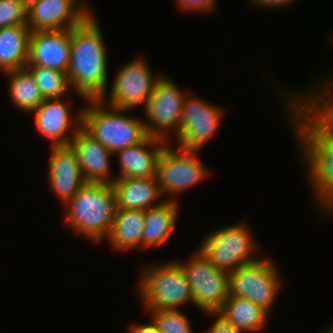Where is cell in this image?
<instances>
[{"instance_id": "cell-1", "label": "cell", "mask_w": 333, "mask_h": 333, "mask_svg": "<svg viewBox=\"0 0 333 333\" xmlns=\"http://www.w3.org/2000/svg\"><path fill=\"white\" fill-rule=\"evenodd\" d=\"M90 13L71 28L68 81L81 99L105 97L108 88V60L98 21Z\"/></svg>"}, {"instance_id": "cell-2", "label": "cell", "mask_w": 333, "mask_h": 333, "mask_svg": "<svg viewBox=\"0 0 333 333\" xmlns=\"http://www.w3.org/2000/svg\"><path fill=\"white\" fill-rule=\"evenodd\" d=\"M66 222L93 242L109 236L116 212L112 184L85 183L66 204Z\"/></svg>"}, {"instance_id": "cell-3", "label": "cell", "mask_w": 333, "mask_h": 333, "mask_svg": "<svg viewBox=\"0 0 333 333\" xmlns=\"http://www.w3.org/2000/svg\"><path fill=\"white\" fill-rule=\"evenodd\" d=\"M86 101L89 106L81 110V127L110 152L135 145L147 136L142 120L123 113L130 110L111 107L100 99Z\"/></svg>"}, {"instance_id": "cell-4", "label": "cell", "mask_w": 333, "mask_h": 333, "mask_svg": "<svg viewBox=\"0 0 333 333\" xmlns=\"http://www.w3.org/2000/svg\"><path fill=\"white\" fill-rule=\"evenodd\" d=\"M140 274L137 290L145 310H179L185 303L194 304L190 284L179 262L150 265Z\"/></svg>"}, {"instance_id": "cell-5", "label": "cell", "mask_w": 333, "mask_h": 333, "mask_svg": "<svg viewBox=\"0 0 333 333\" xmlns=\"http://www.w3.org/2000/svg\"><path fill=\"white\" fill-rule=\"evenodd\" d=\"M246 224H232L210 232L201 243L199 251L216 268L227 273L242 265L259 260L254 239Z\"/></svg>"}, {"instance_id": "cell-6", "label": "cell", "mask_w": 333, "mask_h": 333, "mask_svg": "<svg viewBox=\"0 0 333 333\" xmlns=\"http://www.w3.org/2000/svg\"><path fill=\"white\" fill-rule=\"evenodd\" d=\"M278 271L268 258L242 265L229 273L230 295L246 298L270 313L282 284Z\"/></svg>"}, {"instance_id": "cell-7", "label": "cell", "mask_w": 333, "mask_h": 333, "mask_svg": "<svg viewBox=\"0 0 333 333\" xmlns=\"http://www.w3.org/2000/svg\"><path fill=\"white\" fill-rule=\"evenodd\" d=\"M180 265L190 284L194 305L205 313H216L230 295L229 273L216 268L197 250Z\"/></svg>"}, {"instance_id": "cell-8", "label": "cell", "mask_w": 333, "mask_h": 333, "mask_svg": "<svg viewBox=\"0 0 333 333\" xmlns=\"http://www.w3.org/2000/svg\"><path fill=\"white\" fill-rule=\"evenodd\" d=\"M163 147L156 165V179L161 193L171 197L206 179L209 172L198 160V150Z\"/></svg>"}, {"instance_id": "cell-9", "label": "cell", "mask_w": 333, "mask_h": 333, "mask_svg": "<svg viewBox=\"0 0 333 333\" xmlns=\"http://www.w3.org/2000/svg\"><path fill=\"white\" fill-rule=\"evenodd\" d=\"M304 152L302 155L307 166L315 199L333 213V151L327 150L292 114H289Z\"/></svg>"}, {"instance_id": "cell-10", "label": "cell", "mask_w": 333, "mask_h": 333, "mask_svg": "<svg viewBox=\"0 0 333 333\" xmlns=\"http://www.w3.org/2000/svg\"><path fill=\"white\" fill-rule=\"evenodd\" d=\"M185 97L186 94L172 80L161 75L144 108L147 121H151L144 122L146 134L165 141L167 130L175 127L177 134Z\"/></svg>"}, {"instance_id": "cell-11", "label": "cell", "mask_w": 333, "mask_h": 333, "mask_svg": "<svg viewBox=\"0 0 333 333\" xmlns=\"http://www.w3.org/2000/svg\"><path fill=\"white\" fill-rule=\"evenodd\" d=\"M145 61L141 58L132 60L122 67L115 76L111 87L110 97L100 100L107 105L119 109L132 110L138 105H147V101L154 92L157 81Z\"/></svg>"}, {"instance_id": "cell-12", "label": "cell", "mask_w": 333, "mask_h": 333, "mask_svg": "<svg viewBox=\"0 0 333 333\" xmlns=\"http://www.w3.org/2000/svg\"><path fill=\"white\" fill-rule=\"evenodd\" d=\"M329 88L330 86L321 91L317 87L319 94L318 91L315 93L313 91L314 95L311 92L309 94L310 96H306L307 98H305L303 94L301 98V96H299L301 93L296 95L294 92L288 99L292 102L289 103V109H291L289 110L290 114H292L327 150L333 151V87H331L332 90H329ZM291 98H294V100H291Z\"/></svg>"}, {"instance_id": "cell-13", "label": "cell", "mask_w": 333, "mask_h": 333, "mask_svg": "<svg viewBox=\"0 0 333 333\" xmlns=\"http://www.w3.org/2000/svg\"><path fill=\"white\" fill-rule=\"evenodd\" d=\"M222 118L223 109L187 94L183 103L182 120L176 134L178 147L200 151L217 132Z\"/></svg>"}, {"instance_id": "cell-14", "label": "cell", "mask_w": 333, "mask_h": 333, "mask_svg": "<svg viewBox=\"0 0 333 333\" xmlns=\"http://www.w3.org/2000/svg\"><path fill=\"white\" fill-rule=\"evenodd\" d=\"M87 8L85 0H37L27 6V26L31 32L71 29L91 13Z\"/></svg>"}, {"instance_id": "cell-15", "label": "cell", "mask_w": 333, "mask_h": 333, "mask_svg": "<svg viewBox=\"0 0 333 333\" xmlns=\"http://www.w3.org/2000/svg\"><path fill=\"white\" fill-rule=\"evenodd\" d=\"M70 52L71 29L33 31L26 66H43L67 73Z\"/></svg>"}, {"instance_id": "cell-16", "label": "cell", "mask_w": 333, "mask_h": 333, "mask_svg": "<svg viewBox=\"0 0 333 333\" xmlns=\"http://www.w3.org/2000/svg\"><path fill=\"white\" fill-rule=\"evenodd\" d=\"M76 153L81 173L86 183L112 184L110 179V152L98 140L89 135L82 127L77 129L69 143Z\"/></svg>"}, {"instance_id": "cell-17", "label": "cell", "mask_w": 333, "mask_h": 333, "mask_svg": "<svg viewBox=\"0 0 333 333\" xmlns=\"http://www.w3.org/2000/svg\"><path fill=\"white\" fill-rule=\"evenodd\" d=\"M51 147L49 180L58 198L66 205L86 182L73 148L70 145Z\"/></svg>"}, {"instance_id": "cell-18", "label": "cell", "mask_w": 333, "mask_h": 333, "mask_svg": "<svg viewBox=\"0 0 333 333\" xmlns=\"http://www.w3.org/2000/svg\"><path fill=\"white\" fill-rule=\"evenodd\" d=\"M60 99H44L33 111L35 125L39 133L51 140L52 146L69 145L77 129L81 127V112L76 118L77 125L72 130V137L66 136L67 131L72 129L69 107ZM71 124V125H70ZM79 125V126H78ZM78 126V127H77Z\"/></svg>"}, {"instance_id": "cell-19", "label": "cell", "mask_w": 333, "mask_h": 333, "mask_svg": "<svg viewBox=\"0 0 333 333\" xmlns=\"http://www.w3.org/2000/svg\"><path fill=\"white\" fill-rule=\"evenodd\" d=\"M165 142L147 135L141 142L116 151L121 166V174L116 178L155 177L158 157L167 144Z\"/></svg>"}, {"instance_id": "cell-20", "label": "cell", "mask_w": 333, "mask_h": 333, "mask_svg": "<svg viewBox=\"0 0 333 333\" xmlns=\"http://www.w3.org/2000/svg\"><path fill=\"white\" fill-rule=\"evenodd\" d=\"M112 186L116 197L117 209L148 210L159 206L161 197L156 177L116 178ZM157 203V204H154Z\"/></svg>"}, {"instance_id": "cell-21", "label": "cell", "mask_w": 333, "mask_h": 333, "mask_svg": "<svg viewBox=\"0 0 333 333\" xmlns=\"http://www.w3.org/2000/svg\"><path fill=\"white\" fill-rule=\"evenodd\" d=\"M173 199L170 197L159 206L145 211L142 248L161 246L169 239L175 229L179 209L177 200Z\"/></svg>"}, {"instance_id": "cell-22", "label": "cell", "mask_w": 333, "mask_h": 333, "mask_svg": "<svg viewBox=\"0 0 333 333\" xmlns=\"http://www.w3.org/2000/svg\"><path fill=\"white\" fill-rule=\"evenodd\" d=\"M216 313L241 333L255 332L263 328L269 316L261 306L246 298L232 295H229Z\"/></svg>"}, {"instance_id": "cell-23", "label": "cell", "mask_w": 333, "mask_h": 333, "mask_svg": "<svg viewBox=\"0 0 333 333\" xmlns=\"http://www.w3.org/2000/svg\"><path fill=\"white\" fill-rule=\"evenodd\" d=\"M27 25L0 28V69L4 73L24 68L28 59L29 37Z\"/></svg>"}, {"instance_id": "cell-24", "label": "cell", "mask_w": 333, "mask_h": 333, "mask_svg": "<svg viewBox=\"0 0 333 333\" xmlns=\"http://www.w3.org/2000/svg\"><path fill=\"white\" fill-rule=\"evenodd\" d=\"M145 210L116 209L107 237L115 250H130L141 246Z\"/></svg>"}, {"instance_id": "cell-25", "label": "cell", "mask_w": 333, "mask_h": 333, "mask_svg": "<svg viewBox=\"0 0 333 333\" xmlns=\"http://www.w3.org/2000/svg\"><path fill=\"white\" fill-rule=\"evenodd\" d=\"M9 75V96L15 106L22 111L32 113L44 101L31 72L20 68L6 72Z\"/></svg>"}, {"instance_id": "cell-26", "label": "cell", "mask_w": 333, "mask_h": 333, "mask_svg": "<svg viewBox=\"0 0 333 333\" xmlns=\"http://www.w3.org/2000/svg\"><path fill=\"white\" fill-rule=\"evenodd\" d=\"M25 67L31 72L43 99H60L69 92L67 73L43 66Z\"/></svg>"}, {"instance_id": "cell-27", "label": "cell", "mask_w": 333, "mask_h": 333, "mask_svg": "<svg viewBox=\"0 0 333 333\" xmlns=\"http://www.w3.org/2000/svg\"><path fill=\"white\" fill-rule=\"evenodd\" d=\"M160 333H194L186 315L179 310H149Z\"/></svg>"}, {"instance_id": "cell-28", "label": "cell", "mask_w": 333, "mask_h": 333, "mask_svg": "<svg viewBox=\"0 0 333 333\" xmlns=\"http://www.w3.org/2000/svg\"><path fill=\"white\" fill-rule=\"evenodd\" d=\"M27 25V6L21 0H0V28Z\"/></svg>"}, {"instance_id": "cell-29", "label": "cell", "mask_w": 333, "mask_h": 333, "mask_svg": "<svg viewBox=\"0 0 333 333\" xmlns=\"http://www.w3.org/2000/svg\"><path fill=\"white\" fill-rule=\"evenodd\" d=\"M182 9L188 11L208 12L213 9L214 0H175Z\"/></svg>"}, {"instance_id": "cell-30", "label": "cell", "mask_w": 333, "mask_h": 333, "mask_svg": "<svg viewBox=\"0 0 333 333\" xmlns=\"http://www.w3.org/2000/svg\"><path fill=\"white\" fill-rule=\"evenodd\" d=\"M208 315L217 316L216 320L205 333H241L231 323L226 322L217 313H206Z\"/></svg>"}, {"instance_id": "cell-31", "label": "cell", "mask_w": 333, "mask_h": 333, "mask_svg": "<svg viewBox=\"0 0 333 333\" xmlns=\"http://www.w3.org/2000/svg\"><path fill=\"white\" fill-rule=\"evenodd\" d=\"M130 333H160V331L158 330L157 326L155 325V323L152 321L151 323H141V324H136L133 325L130 328Z\"/></svg>"}, {"instance_id": "cell-32", "label": "cell", "mask_w": 333, "mask_h": 333, "mask_svg": "<svg viewBox=\"0 0 333 333\" xmlns=\"http://www.w3.org/2000/svg\"><path fill=\"white\" fill-rule=\"evenodd\" d=\"M255 2V4L259 6H267V7H284V5H288L293 0H250Z\"/></svg>"}, {"instance_id": "cell-33", "label": "cell", "mask_w": 333, "mask_h": 333, "mask_svg": "<svg viewBox=\"0 0 333 333\" xmlns=\"http://www.w3.org/2000/svg\"><path fill=\"white\" fill-rule=\"evenodd\" d=\"M26 6H28L30 3L37 1V0H21Z\"/></svg>"}, {"instance_id": "cell-34", "label": "cell", "mask_w": 333, "mask_h": 333, "mask_svg": "<svg viewBox=\"0 0 333 333\" xmlns=\"http://www.w3.org/2000/svg\"><path fill=\"white\" fill-rule=\"evenodd\" d=\"M323 333H333V326H331L329 329H327V331H325Z\"/></svg>"}]
</instances>
